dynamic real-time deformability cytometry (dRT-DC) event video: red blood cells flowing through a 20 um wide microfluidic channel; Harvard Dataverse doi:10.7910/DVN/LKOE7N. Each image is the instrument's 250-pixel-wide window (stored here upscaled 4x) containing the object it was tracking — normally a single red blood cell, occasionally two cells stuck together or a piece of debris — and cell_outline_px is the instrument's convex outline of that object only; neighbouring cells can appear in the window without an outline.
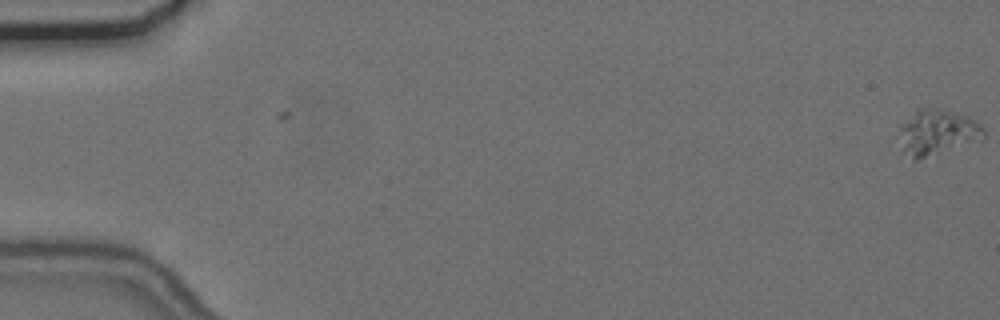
{"species": "common noctule bat (a hibernating species)", "species_latin": "Nyctalus noctula", "temperature_condition": "cold", "stored_images_in_passage": 5, "camera_frame_rate_fps": 3000, "um_per_image_px": 0.085, "animal": {"sex": "female", "body_mass_g": 24.6, "forearm_length_mm": 56.2}, "frame": {"image": 1, "passage_image": 5, "time_ms": 1.333, "image_size_px": [1000, 320], "cell_outline_px": [[984, 140], [916, 160], [912, 160], [904, 152], [900, 128], [900, 124], [916, 108], [936, 108], [968, 116], [976, 120], [984, 128]], "centroid_in_image_um": [79.7, 11.24], "position_along_channel_um": 5.3, "area_um2": 22.48}}